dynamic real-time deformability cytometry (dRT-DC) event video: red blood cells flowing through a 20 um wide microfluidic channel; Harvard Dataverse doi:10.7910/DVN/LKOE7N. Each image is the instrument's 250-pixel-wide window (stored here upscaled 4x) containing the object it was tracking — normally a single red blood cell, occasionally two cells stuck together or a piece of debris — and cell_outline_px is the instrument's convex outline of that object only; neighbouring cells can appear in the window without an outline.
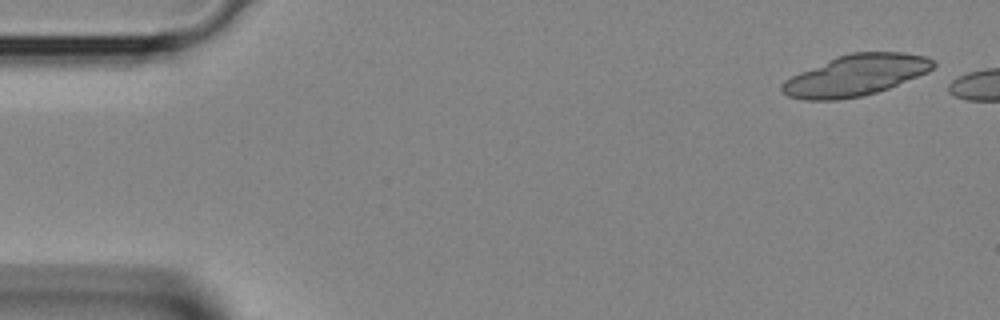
{"species": "Egyptian fruit bat (a non-hibernating species)", "species_latin": "Rousettus aegyptiacus", "temperature_condition": "room temperature", "stored_images_in_passage": 2, "camera_frame_rate_fps": 3000, "um_per_image_px": 0.085, "animal": {"sex": "female"}, "frame": {"image": 1, "passage_image": 1, "time_ms": 0.0, "image_size_px": [1000, 320], "cell_outline_px": [[936, 64], [928, 72], [888, 88], [876, 92], [860, 96], [836, 100], [804, 100], [788, 96], [780, 88], [780, 84], [784, 80], [800, 72], [836, 56], [852, 52], [904, 52], [924, 56], [932, 60]], "centroid_in_image_um": [72.72, 6.4], "position_along_channel_um": 12.3, "area_um2": 35.95}}